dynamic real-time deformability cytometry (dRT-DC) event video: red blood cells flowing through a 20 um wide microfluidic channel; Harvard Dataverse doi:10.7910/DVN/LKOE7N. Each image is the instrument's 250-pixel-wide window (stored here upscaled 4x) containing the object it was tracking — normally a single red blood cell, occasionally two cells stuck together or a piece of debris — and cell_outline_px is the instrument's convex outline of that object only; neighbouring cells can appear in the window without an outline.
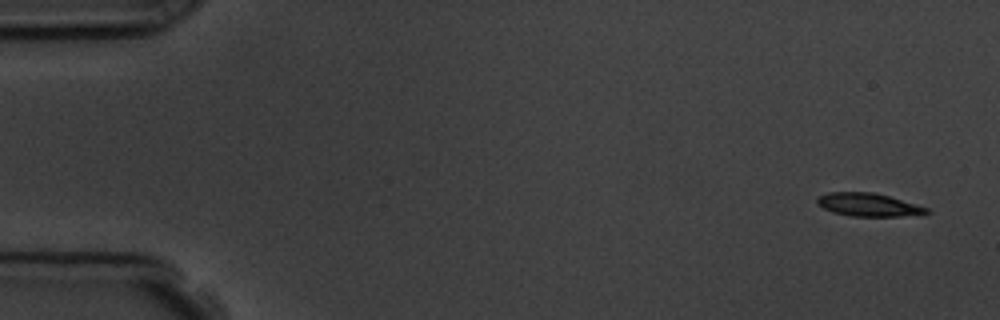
{"species": "common noctule bat (a hibernating species)", "species_latin": "Nyctalus noctula", "temperature_condition": "room temperature", "stored_images_in_passage": 4, "camera_frame_rate_fps": 3000, "um_per_image_px": 0.085, "animal": {"sex": "male", "body_mass_g": 19.5, "forearm_length_mm": 54.6}, "frame": {"image": 1, "passage_image": 1, "time_ms": 0.0, "image_size_px": [1000, 320], "cell_outline_px": [[932, 212], [900, 216], [852, 216], [832, 212], [816, 204], [816, 196], [828, 192], [876, 192], [916, 204], [928, 208]], "centroid_in_image_um": [73.76, 17.39], "position_along_channel_um": 11.2, "area_um2": 14.8}}
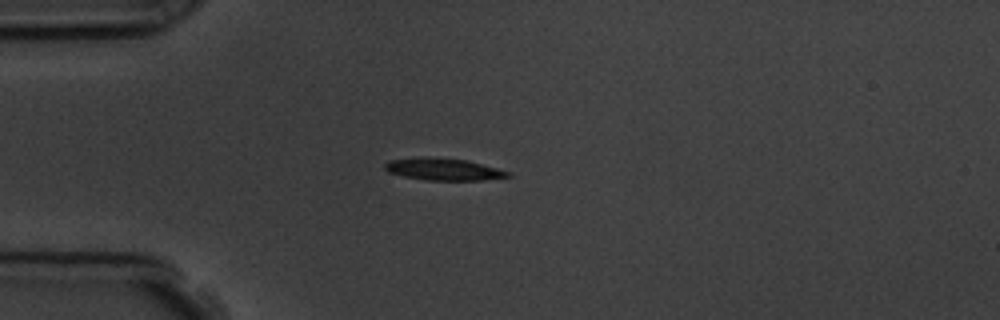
{"frame": {"image": 2, "passage_image": 4, "time_ms": 4.0, "image_size_px": [1000, 320], "cell_outline_px": [[512, 176], [480, 180], [428, 180], [404, 176], [388, 172], [384, 168], [384, 164], [388, 160], [424, 156], [464, 160], [512, 172]], "centroid_in_image_um": [37.65, 14.38], "position_along_channel_um": 47.3, "area_um2": 15.66}}